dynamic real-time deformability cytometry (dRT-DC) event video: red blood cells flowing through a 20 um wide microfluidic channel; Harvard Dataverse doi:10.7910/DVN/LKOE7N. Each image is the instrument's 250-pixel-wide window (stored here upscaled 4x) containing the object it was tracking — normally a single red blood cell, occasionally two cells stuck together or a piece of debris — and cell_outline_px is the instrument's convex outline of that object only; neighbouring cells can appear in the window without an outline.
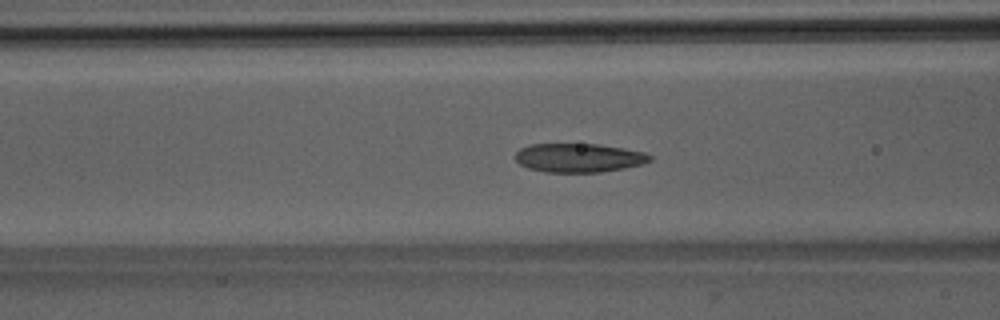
{"species": "Egyptian fruit bat (a non-hibernating species)", "species_latin": "Rousettus aegyptiacus", "temperature_condition": "room temperature", "stored_images_in_passage": 36, "camera_frame_rate_fps": 3000, "um_per_image_px": 0.085, "animal": {"sex": "male"}, "frame": {"image": 1, "passage_image": 15, "time_ms": 4.667, "image_size_px": [1000, 320], "cell_outline_px": [[652, 160], [644, 164], [624, 168], [600, 172], [544, 172], [528, 168], [520, 164], [516, 160], [516, 152], [520, 148], [528, 144], [596, 144], [624, 148], [644, 152], [652, 156]], "centroid_in_image_um": [49.21, 13.41], "position_along_channel_um": 117.4, "area_um2": 22.72}, "authors_computed_cell_mechanics": {"area_um2": 22.9466, "velocity_mm_per_s": 3.9839, "shape_relaxation_time_tau1_ms": 4.6397, "shape_relaxation_time_tau2_ms": 1.421, "deformation_change_tau1": 0.1406, "deformation_change_tau2": 0.0814}}